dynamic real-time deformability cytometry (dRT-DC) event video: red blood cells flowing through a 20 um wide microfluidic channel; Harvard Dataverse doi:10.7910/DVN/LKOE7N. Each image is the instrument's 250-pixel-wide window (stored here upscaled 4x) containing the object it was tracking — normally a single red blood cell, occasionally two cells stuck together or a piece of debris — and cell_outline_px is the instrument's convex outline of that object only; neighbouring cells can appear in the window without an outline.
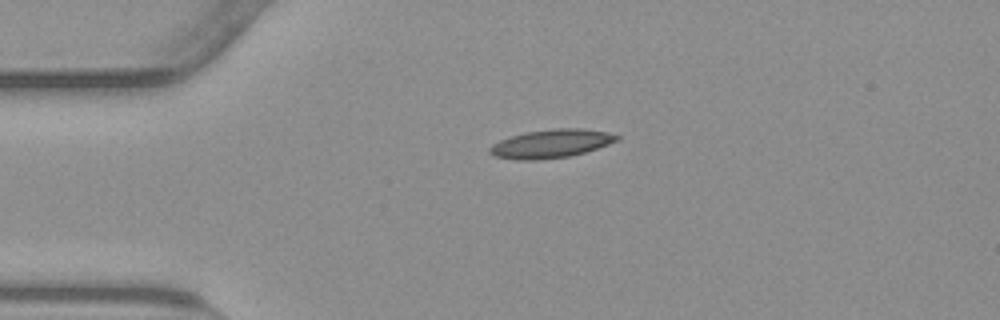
{"species": "common noctule bat (a hibernating species)", "species_latin": "Nyctalus noctula", "temperature_condition": "warm", "stored_images_in_passage": 43, "camera_frame_rate_fps": 3000, "um_per_image_px": 0.085, "animal": {"sex": "male", "body_mass_g": 23.1, "forearm_length_mm": 52.7}, "frame": {"image": 1, "passage_image": 1, "time_ms": 0.0, "image_size_px": [1000, 320], "cell_outline_px": [[620, 140], [584, 152], [568, 156], [532, 160], [516, 160], [496, 156], [488, 152], [488, 148], [492, 144], [508, 136], [528, 132], [552, 128], [580, 128], [608, 132], [620, 136]], "centroid_in_image_um": [46.82, 12.2], "position_along_channel_um": 38.2, "area_um2": 20.98}}
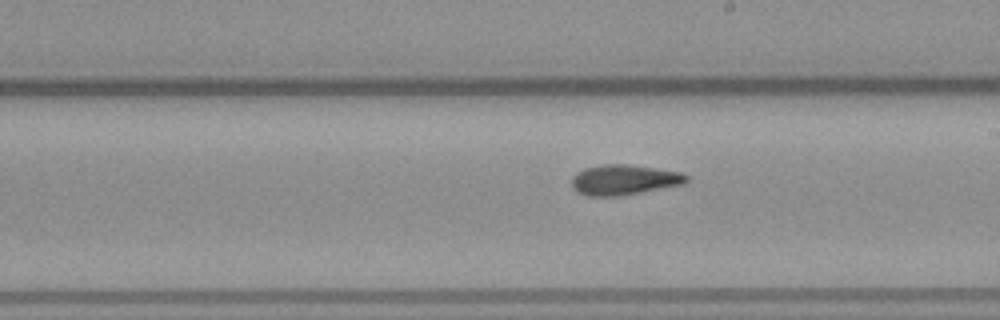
{"frame": {"image": 2, "passage_image": 19, "time_ms": 6.0, "image_size_px": [1000, 320], "cell_outline_px": [[688, 180], [684, 184], [640, 192], [616, 196], [588, 196], [576, 192], [572, 188], [572, 176], [576, 172], [584, 168], [604, 164], [628, 164], [680, 172], [688, 176]], "centroid_in_image_um": [53.0, 15.28], "position_along_channel_um": 236.0, "area_um2": 20.17}}
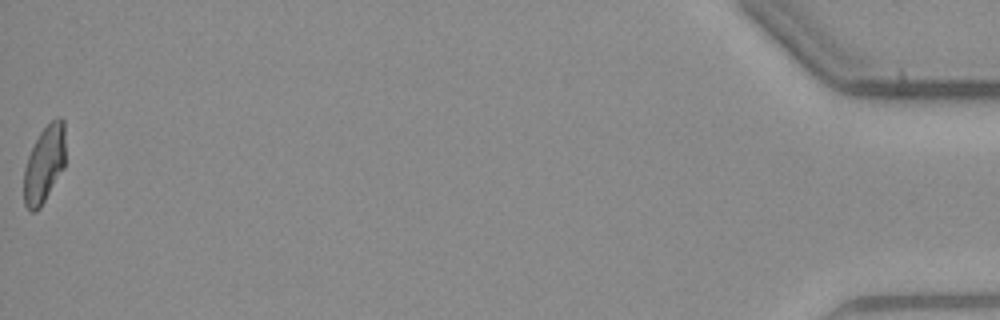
{"frame": {"image": 3, "passage_image": 43, "time_ms": 14.0, "image_size_px": [1000, 320], "cell_outline_px": [[64, 168], [40, 208], [36, 212], [32, 212], [24, 204], [24, 168], [28, 156], [40, 132], [56, 116], [60, 116], [64, 120]], "centroid_in_image_um": [3.76, 13.96], "position_along_channel_um": 431.4, "area_um2": 18.55}, "authors_computed_cell_mechanics": {"area_um2": 19.652, "velocity_mm_per_s": 3.7958, "shape_relaxation_time_tau1_ms": null, "shape_relaxation_time_tau2_ms": 2.4428, "deformation_change_tau1": null, "deformation_change_tau2": 0.1016}}